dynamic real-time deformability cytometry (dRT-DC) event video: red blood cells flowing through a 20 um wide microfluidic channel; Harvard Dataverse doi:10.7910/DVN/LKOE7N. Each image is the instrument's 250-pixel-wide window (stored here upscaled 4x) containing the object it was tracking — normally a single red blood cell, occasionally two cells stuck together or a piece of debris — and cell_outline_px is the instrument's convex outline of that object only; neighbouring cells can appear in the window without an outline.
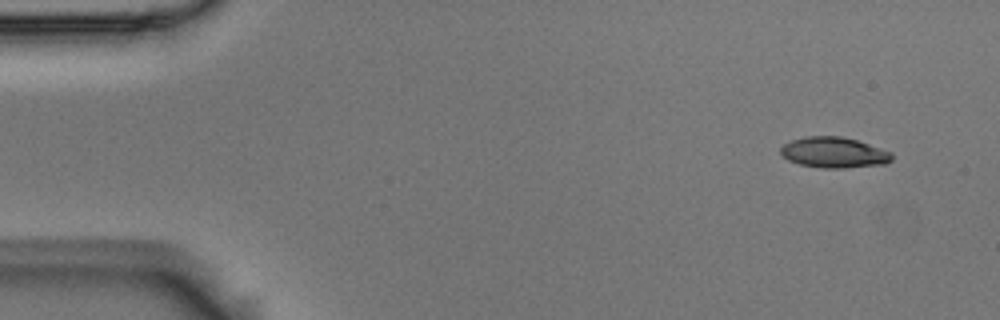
{"species": "Egyptian fruit bat (a non-hibernating species)", "species_latin": "Rousettus aegyptiacus", "temperature_condition": "room temperature", "stored_images_in_passage": 6, "camera_frame_rate_fps": 3000, "um_per_image_px": 0.085, "animal": {"sex": "male"}, "frame": {"image": 1, "passage_image": 1, "time_ms": 0.0, "image_size_px": [1000, 320], "cell_outline_px": [[892, 160], [884, 164], [844, 168], [824, 168], [800, 164], [788, 160], [780, 152], [780, 148], [784, 144], [792, 140], [808, 136], [840, 136], [856, 140], [892, 152]], "centroid_in_image_um": [70.89, 12.96], "position_along_channel_um": 14.1, "area_um2": 19.71}}
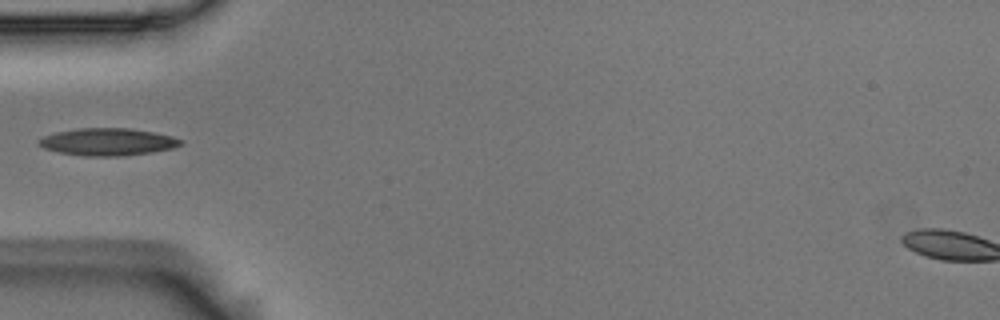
{"frame": {"image": 2, "passage_image": 5, "time_ms": 1.333, "image_size_px": [1000, 320], "cell_outline_px": [[184, 144], [172, 148], [152, 152], [120, 156], [84, 156], [60, 152], [44, 148], [36, 140], [44, 136], [56, 132], [80, 128], [128, 128], [152, 132], [172, 136], [184, 140]], "centroid_in_image_um": [9.18, 12.06], "position_along_channel_um": 75.8, "area_um2": 22.48}}
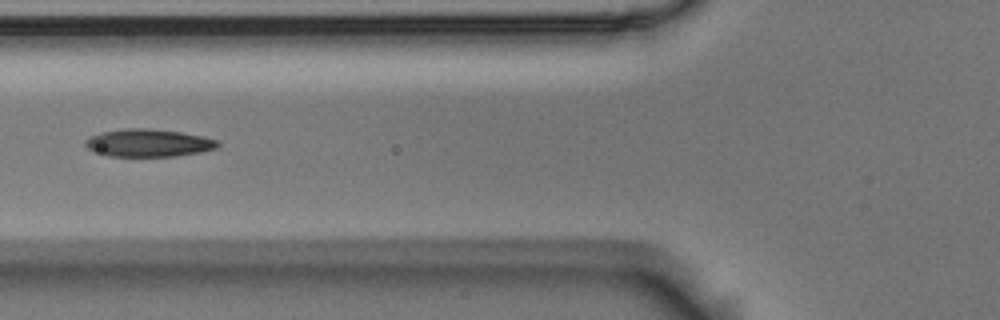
{"frame": {"image": 3, "passage_image": 6, "time_ms": 1.667, "image_size_px": [1000, 320], "cell_outline_px": [[220, 144], [216, 148], [200, 152], [176, 156], [108, 156], [92, 152], [84, 144], [84, 140], [100, 132], [128, 128], [148, 128], [180, 132], [204, 136], [220, 140]], "centroid_in_image_um": [12.62, 12.15], "position_along_channel_um": 113.2, "area_um2": 21.5}}